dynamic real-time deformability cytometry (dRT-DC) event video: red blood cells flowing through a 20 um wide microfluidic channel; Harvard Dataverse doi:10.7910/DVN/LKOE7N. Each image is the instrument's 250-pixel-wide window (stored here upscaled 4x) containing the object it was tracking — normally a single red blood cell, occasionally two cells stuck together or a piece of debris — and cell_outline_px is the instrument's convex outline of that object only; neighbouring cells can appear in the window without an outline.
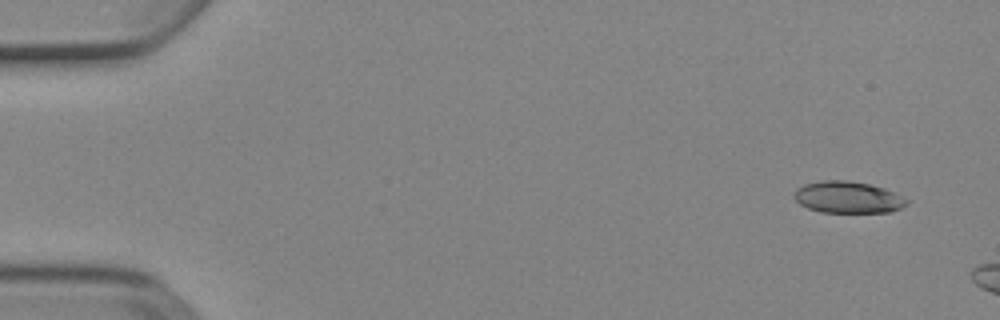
{"species": "Egyptian fruit bat (a non-hibernating species)", "species_latin": "Rousettus aegyptiacus", "temperature_condition": "cold", "stored_images_in_passage": 3, "camera_frame_rate_fps": 3000, "um_per_image_px": 0.085, "animal": {"sex": "female"}, "frame": {"image": 1, "passage_image": 1, "time_ms": 0.0, "image_size_px": [1000, 320], "cell_outline_px": [[908, 204], [892, 212], [820, 212], [808, 208], [800, 204], [796, 200], [796, 188], [804, 184], [824, 180], [844, 180], [868, 184], [884, 188], [908, 200]], "centroid_in_image_um": [72.07, 16.77], "position_along_channel_um": 12.9, "area_um2": 20.52}}